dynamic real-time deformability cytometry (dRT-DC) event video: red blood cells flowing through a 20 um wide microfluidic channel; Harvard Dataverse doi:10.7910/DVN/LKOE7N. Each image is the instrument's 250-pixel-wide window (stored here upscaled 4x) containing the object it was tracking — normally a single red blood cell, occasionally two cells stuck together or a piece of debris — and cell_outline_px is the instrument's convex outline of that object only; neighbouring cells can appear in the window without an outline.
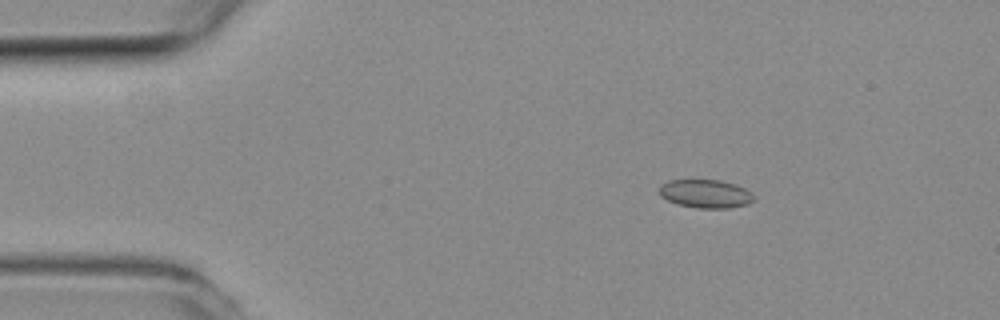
{"species": "common noctule bat (a hibernating species)", "species_latin": "Nyctalus noctula", "temperature_condition": "room temperature", "stored_images_in_passage": 50, "camera_frame_rate_fps": 3000, "um_per_image_px": 0.085, "animal": {"sex": "female", "body_mass_g": 19.3, "forearm_length_mm": 54.1}, "frame": {"image": 1, "passage_image": 7, "time_ms": 2.0, "image_size_px": [1000, 320], "cell_outline_px": [[756, 200], [748, 204], [728, 208], [696, 208], [676, 204], [660, 196], [660, 184], [668, 180], [720, 180], [736, 184], [752, 192], [756, 196]], "centroid_in_image_um": [60.01, 16.47], "position_along_channel_um": 25.0, "area_um2": 15.9}}
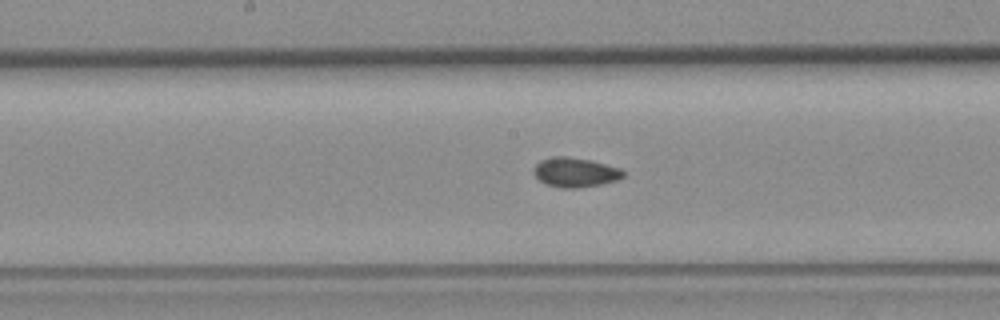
{"frame": {"image": 2, "passage_image": 25, "time_ms": 8.0, "image_size_px": [1000, 320], "cell_outline_px": [[624, 176], [616, 180], [600, 184], [576, 188], [560, 188], [548, 184], [540, 180], [532, 172], [532, 168], [540, 160], [552, 156], [564, 156], [592, 160], [620, 168], [624, 172]], "centroid_in_image_um": [48.86, 14.63], "position_along_channel_um": 199.3, "area_um2": 15.37}}
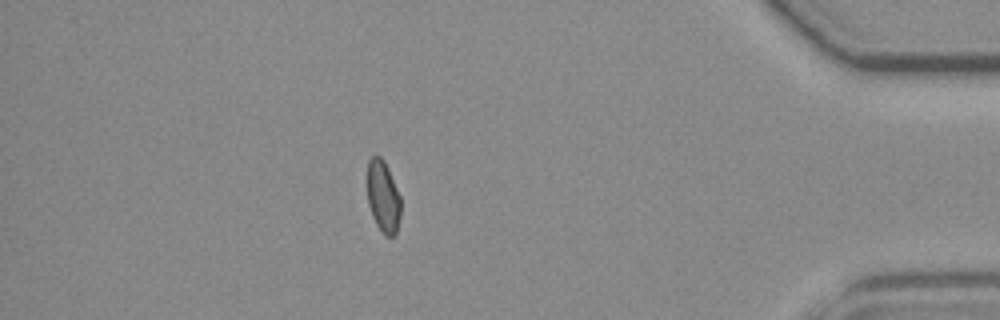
{"frame": {"image": 3, "passage_image": 44, "time_ms": 14.333, "image_size_px": [1000, 320], "cell_outline_px": [[400, 216], [396, 232], [392, 236], [384, 236], [376, 224], [372, 216], [368, 204], [368, 160], [372, 156], [380, 156], [384, 160], [388, 168], [400, 196]], "centroid_in_image_um": [32.56, 16.72], "position_along_channel_um": 402.6, "area_um2": 13.93}, "authors_computed_cell_mechanics": {"area_um2": 15.028, "velocity_mm_per_s": 3.9752, "shape_relaxation_time_tau1_ms": null, "shape_relaxation_time_tau2_ms": 4.2125, "deformation_change_tau1": null, "deformation_change_tau2": 0.0648}}